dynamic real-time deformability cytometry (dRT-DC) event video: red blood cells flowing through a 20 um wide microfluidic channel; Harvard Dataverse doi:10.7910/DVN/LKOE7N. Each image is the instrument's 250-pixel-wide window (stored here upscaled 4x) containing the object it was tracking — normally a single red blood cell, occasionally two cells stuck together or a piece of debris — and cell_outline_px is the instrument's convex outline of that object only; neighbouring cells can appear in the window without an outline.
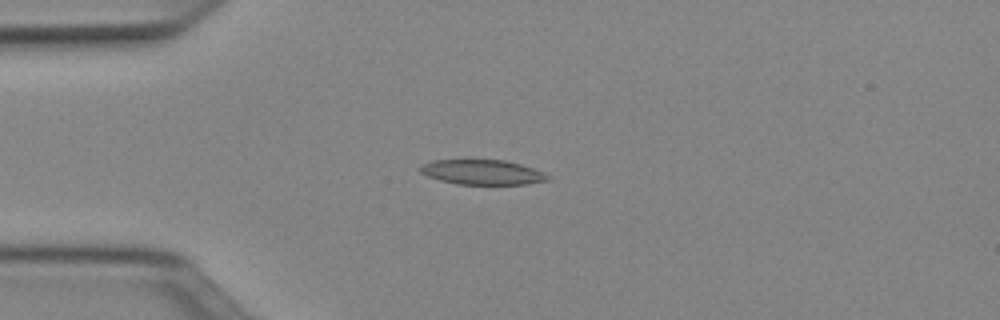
{"species": "Egyptian fruit bat (a non-hibernating species)", "species_latin": "Rousettus aegyptiacus", "temperature_condition": "cold", "stored_images_in_passage": 46, "camera_frame_rate_fps": 3000, "um_per_image_px": 0.085, "animal": {"sex": "female"}, "frame": {"image": 1, "passage_image": 8, "time_ms": 2.333, "image_size_px": [1000, 320], "cell_outline_px": [[552, 176], [548, 180], [524, 184], [456, 184], [440, 180], [428, 176], [420, 172], [420, 164], [432, 160], [504, 160], [520, 164], [544, 172]], "centroid_in_image_um": [40.99, 14.63], "position_along_channel_um": 44.0, "area_um2": 18.44}}
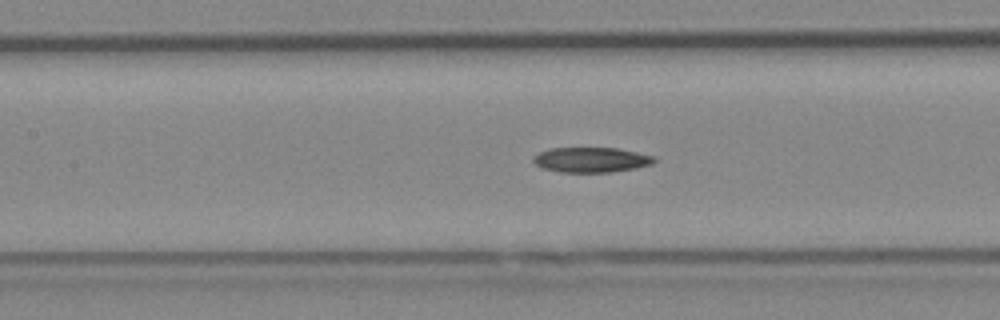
{"frame": {"image": 2, "passage_image": 18, "time_ms": 5.667, "image_size_px": [1000, 320], "cell_outline_px": [[656, 160], [652, 164], [636, 168], [612, 172], [560, 172], [540, 168], [532, 160], [532, 156], [540, 152], [552, 148], [616, 148], [656, 156]], "centroid_in_image_um": [50.25, 13.59], "position_along_channel_um": 157.2, "area_um2": 17.74}}
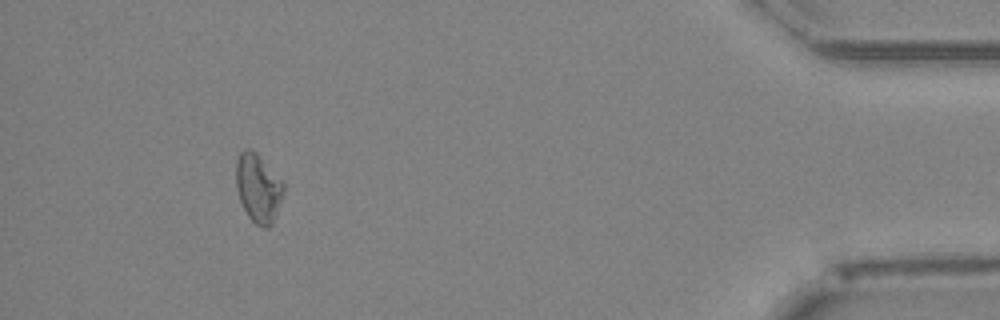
{"frame": {"image": 3, "passage_image": 42, "time_ms": 13.667, "image_size_px": [1000, 320], "cell_outline_px": [[284, 192], [272, 224], [268, 228], [264, 228], [256, 224], [248, 216], [240, 200], [236, 188], [236, 160], [240, 152], [244, 148], [252, 148], [256, 152], [284, 184]], "centroid_in_image_um": [21.93, 15.97], "position_along_channel_um": 413.3, "area_um2": 18.84}}